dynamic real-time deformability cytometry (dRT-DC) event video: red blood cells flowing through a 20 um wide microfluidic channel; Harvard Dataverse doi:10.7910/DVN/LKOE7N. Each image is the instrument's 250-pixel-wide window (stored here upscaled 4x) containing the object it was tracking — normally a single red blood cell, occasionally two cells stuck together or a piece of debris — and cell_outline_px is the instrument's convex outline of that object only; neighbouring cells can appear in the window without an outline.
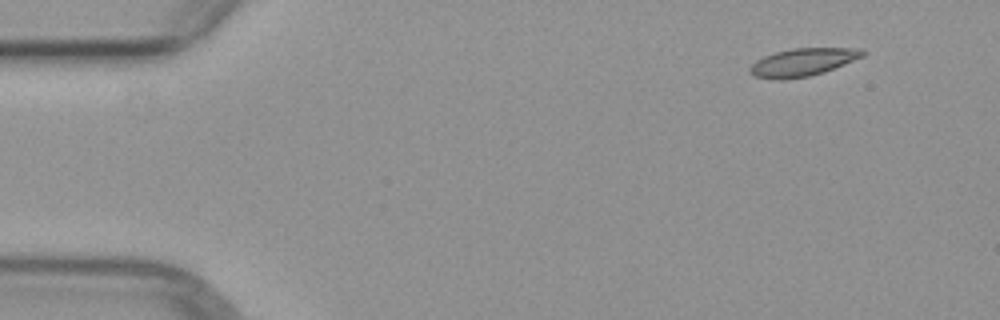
{"species": "common noctule bat (a hibernating species)", "species_latin": "Nyctalus noctula", "temperature_condition": "warm", "stored_images_in_passage": 6, "segment_of_instrument_passage": [2, 2], "camera_frame_rate_fps": 3000, "um_per_image_px": 0.085, "animal": {"sex": "female", "body_mass_g": 29.2, "forearm_length_mm": 56.3}, "frame": {"image": 1, "passage_image": 6, "time_ms": 6.0, "image_size_px": [1000, 320], "cell_outline_px": [[868, 52], [864, 56], [824, 72], [808, 76], [784, 80], [752, 76], [748, 72], [748, 68], [756, 60], [764, 56], [776, 52], [792, 48], [864, 48]], "centroid_in_image_um": [68.24, 5.28], "position_along_channel_um": 16.8, "area_um2": 18.38}}